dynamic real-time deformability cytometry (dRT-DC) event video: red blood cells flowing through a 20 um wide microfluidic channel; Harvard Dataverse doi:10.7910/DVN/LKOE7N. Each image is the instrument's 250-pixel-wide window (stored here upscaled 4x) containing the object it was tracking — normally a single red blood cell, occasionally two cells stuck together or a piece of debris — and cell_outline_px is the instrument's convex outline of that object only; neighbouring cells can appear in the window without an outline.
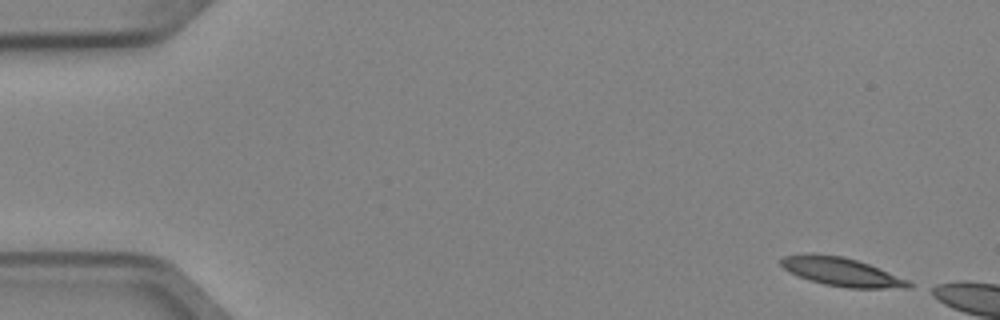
{"species": "Egyptian fruit bat (a non-hibernating species)", "species_latin": "Rousettus aegyptiacus", "temperature_condition": "cold", "stored_images_in_passage": 2, "camera_frame_rate_fps": 3000, "um_per_image_px": 0.085, "animal": {"sex": "female"}, "frame": {"image": 1, "passage_image": 1, "time_ms": 0.0, "image_size_px": [1000, 320], "cell_outline_px": [[912, 288], [848, 288], [824, 284], [808, 280], [788, 272], [780, 264], [780, 260], [784, 256], [840, 256], [856, 260], [868, 264], [908, 280], [912, 284]], "centroid_in_image_um": [71.58, 23.16], "position_along_channel_um": 13.4, "area_um2": 20.4}}